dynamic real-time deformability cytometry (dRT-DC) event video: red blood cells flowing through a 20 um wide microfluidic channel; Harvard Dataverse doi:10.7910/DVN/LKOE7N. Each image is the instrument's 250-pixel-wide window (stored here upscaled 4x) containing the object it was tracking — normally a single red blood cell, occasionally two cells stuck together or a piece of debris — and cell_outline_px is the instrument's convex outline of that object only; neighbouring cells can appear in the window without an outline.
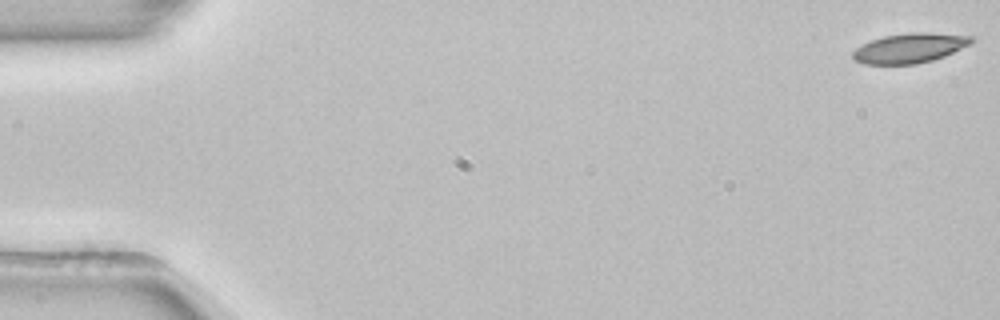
{"species": "common noctule bat (a hibernating species)", "species_latin": "Nyctalus noctula", "temperature_condition": "room temperature", "stored_images_in_passage": 54, "camera_frame_rate_fps": 3000, "um_per_image_px": 0.085, "animal": {"sex": "female", "body_mass_g": 22.7, "forearm_length_mm": 54.2}, "frame": {"image": 1, "passage_image": 1, "time_ms": 0.0, "image_size_px": [1000, 320], "cell_outline_px": [[972, 44], [944, 56], [932, 60], [916, 64], [864, 64], [856, 60], [852, 56], [852, 52], [856, 48], [872, 40], [884, 36], [912, 32], [928, 32], [972, 36]], "centroid_in_image_um": [77.34, 4.08], "position_along_channel_um": 7.7, "area_um2": 20.4}}
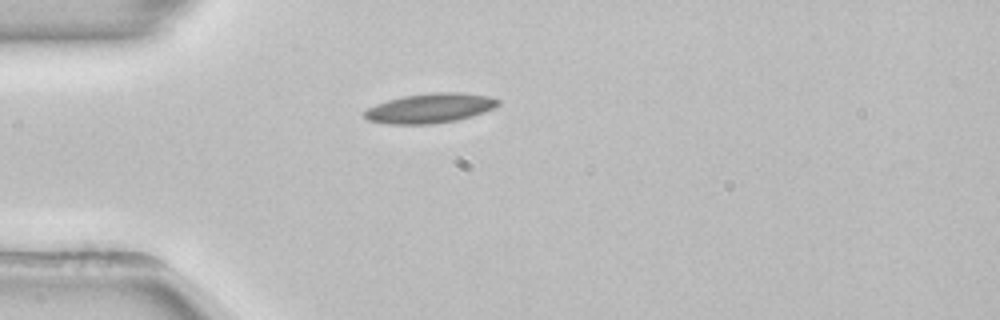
{"frame": {"image": 2, "passage_image": 15, "time_ms": 4.667, "image_size_px": [1000, 320], "cell_outline_px": [[500, 104], [484, 112], [472, 116], [456, 120], [432, 124], [388, 124], [368, 120], [360, 112], [376, 104], [388, 100], [404, 96], [432, 92], [460, 92], [488, 96], [500, 100]], "centroid_in_image_um": [36.53, 9.19], "position_along_channel_um": 48.5, "area_um2": 23.12}, "authors_computed_cell_mechanics": {"area_um2": 20.6346, "velocity_mm_per_s": 3.8477, "shape_relaxation_time_tau1_ms": 4.7192, "shape_relaxation_time_tau2_ms": null, "deformation_change_tau1": 0.1242, "deformation_change_tau2": null}}